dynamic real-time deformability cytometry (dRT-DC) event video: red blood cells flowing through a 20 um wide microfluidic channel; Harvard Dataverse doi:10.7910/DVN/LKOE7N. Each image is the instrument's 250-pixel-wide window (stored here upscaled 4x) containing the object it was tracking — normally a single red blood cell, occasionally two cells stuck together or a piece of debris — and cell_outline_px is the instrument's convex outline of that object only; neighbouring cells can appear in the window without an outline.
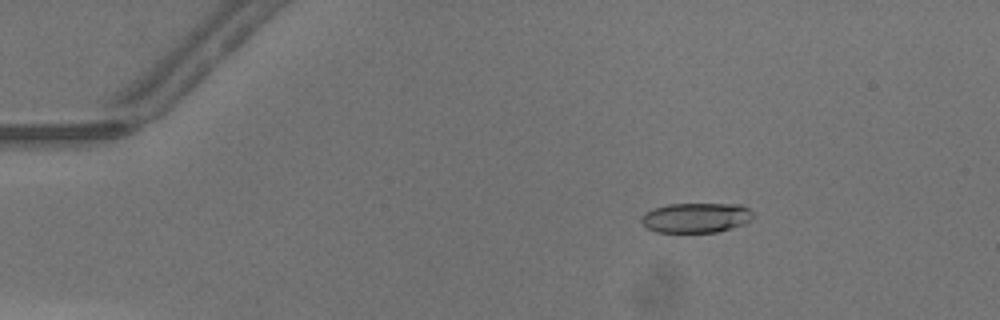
{"species": "common noctule bat (a hibernating species)", "species_latin": "Nyctalus noctula", "temperature_condition": "warm", "stored_images_in_passage": 49, "camera_frame_rate_fps": 3000, "um_per_image_px": 0.085, "animal": {"sex": "male", "body_mass_g": 13.3}, "frame": {"image": 1, "passage_image": 9, "time_ms": 2.667, "image_size_px": [1000, 320], "cell_outline_px": [[752, 216], [744, 224], [716, 232], [656, 232], [648, 228], [640, 220], [648, 212], [656, 208], [668, 204], [740, 204], [748, 208], [752, 212]], "centroid_in_image_um": [59.18, 18.5], "position_along_channel_um": 25.8, "area_um2": 19.07}}
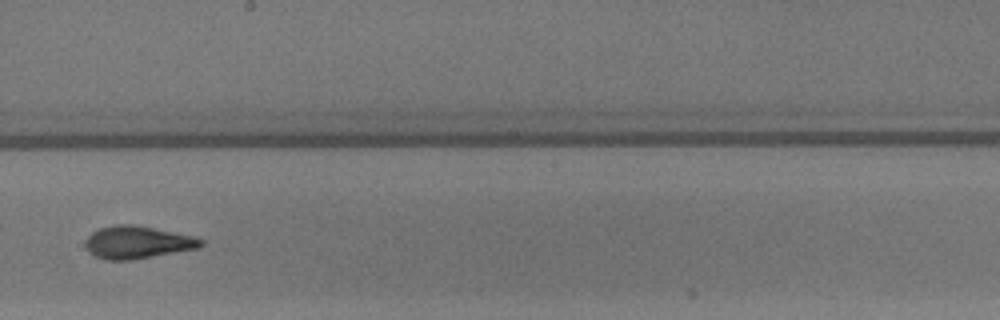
{"frame": {"image": 2, "passage_image": 29, "time_ms": 9.333, "image_size_px": [1000, 320], "cell_outline_px": [[204, 244], [200, 248], [132, 260], [104, 260], [88, 252], [88, 236], [92, 232], [100, 228], [116, 224], [132, 224], [192, 236], [204, 240]], "centroid_in_image_um": [11.71, 20.61], "position_along_channel_um": 236.5, "area_um2": 21.68}}
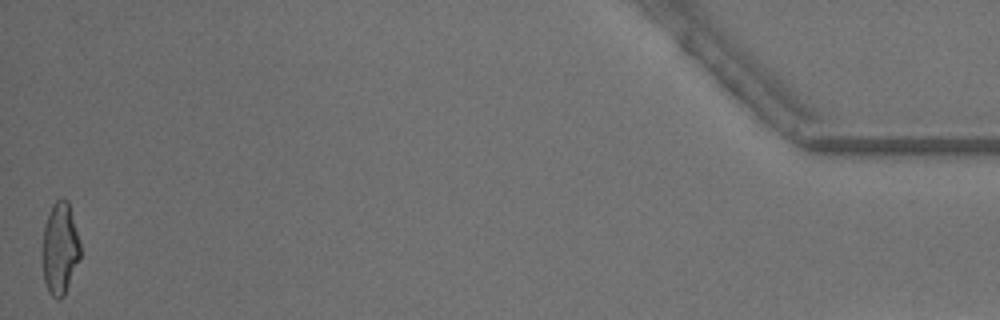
{"frame": {"image": 3, "passage_image": 49, "time_ms": 16.0, "image_size_px": [1000, 320], "cell_outline_px": [[80, 256], [64, 296], [60, 300], [56, 300], [48, 292], [44, 280], [44, 224], [48, 212], [52, 204], [60, 196], [68, 200], [80, 240]], "centroid_in_image_um": [5.11, 21.08], "position_along_channel_um": 430.1, "area_um2": 20.17}, "authors_computed_cell_mechanics": {"area_um2": 20.7502, "velocity_mm_per_s": 4.3466, "shape_relaxation_time_tau1_ms": 4.0872, "shape_relaxation_time_tau2_ms": 1.5239, "deformation_change_tau1": 0.1995, "deformation_change_tau2": 0.1126}}